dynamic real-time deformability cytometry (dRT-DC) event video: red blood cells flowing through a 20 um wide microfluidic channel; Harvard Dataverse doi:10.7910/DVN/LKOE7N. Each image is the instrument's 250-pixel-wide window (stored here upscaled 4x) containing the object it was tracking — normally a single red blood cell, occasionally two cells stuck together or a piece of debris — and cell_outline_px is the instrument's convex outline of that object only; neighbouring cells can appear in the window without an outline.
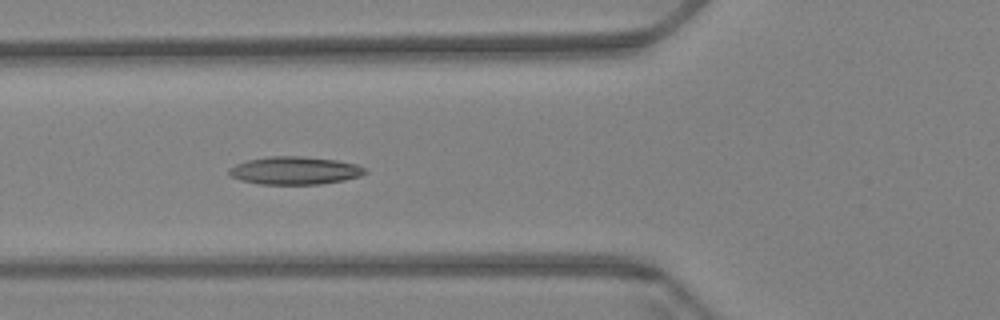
{"species": "Egyptian fruit bat (a non-hibernating species)", "species_latin": "Rousettus aegyptiacus", "temperature_condition": "warm", "stored_images_in_passage": 55, "camera_frame_rate_fps": 3000, "um_per_image_px": 0.085, "animal": {"sex": "female"}, "frame": {"image": 1, "passage_image": 18, "time_ms": 5.667, "image_size_px": [1000, 320], "cell_outline_px": [[368, 172], [360, 176], [344, 180], [320, 184], [256, 184], [240, 180], [232, 176], [228, 172], [228, 168], [236, 164], [248, 160], [268, 156], [304, 156], [336, 160], [356, 164], [368, 168]], "centroid_in_image_um": [25.07, 14.49], "position_along_channel_um": 100.7, "area_um2": 22.25}}
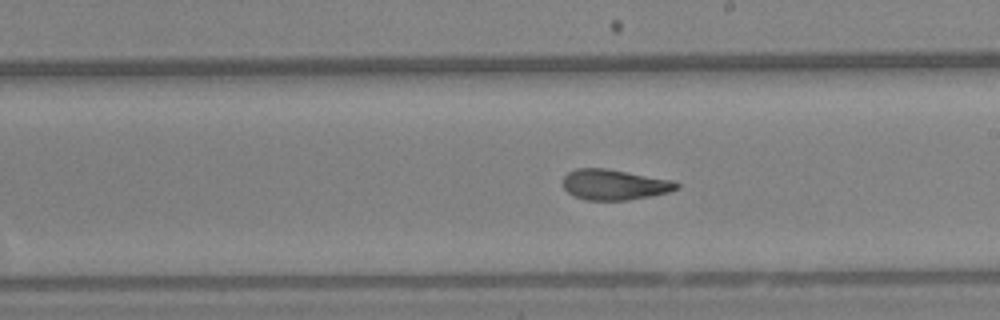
{"frame": {"image": 2, "passage_image": 30, "time_ms": 9.667, "image_size_px": [1000, 320], "cell_outline_px": [[680, 188], [668, 192], [628, 200], [588, 200], [572, 196], [564, 188], [564, 176], [568, 172], [576, 168], [604, 168], [672, 180], [680, 184]], "centroid_in_image_um": [52.21, 15.69], "position_along_channel_um": 236.8, "area_um2": 20.06}}
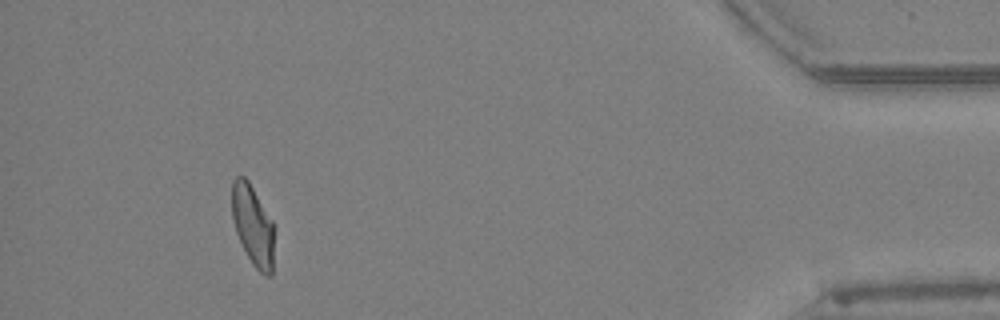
{"frame": {"image": 3, "passage_image": 51, "time_ms": 16.667, "image_size_px": [1000, 320], "cell_outline_px": [[272, 276], [264, 276], [252, 264], [236, 232], [232, 216], [232, 180], [236, 176], [244, 176], [248, 180], [272, 220]], "centroid_in_image_um": [21.46, 19.13], "position_along_channel_um": 413.7, "area_um2": 19.36}, "authors_computed_cell_mechanics": {"area_um2": 20.9236, "velocity_mm_per_s": 3.4252, "shape_relaxation_time_tau1_ms": null, "shape_relaxation_time_tau2_ms": 2.3127, "deformation_change_tau1": null, "deformation_change_tau2": 0.0983}}